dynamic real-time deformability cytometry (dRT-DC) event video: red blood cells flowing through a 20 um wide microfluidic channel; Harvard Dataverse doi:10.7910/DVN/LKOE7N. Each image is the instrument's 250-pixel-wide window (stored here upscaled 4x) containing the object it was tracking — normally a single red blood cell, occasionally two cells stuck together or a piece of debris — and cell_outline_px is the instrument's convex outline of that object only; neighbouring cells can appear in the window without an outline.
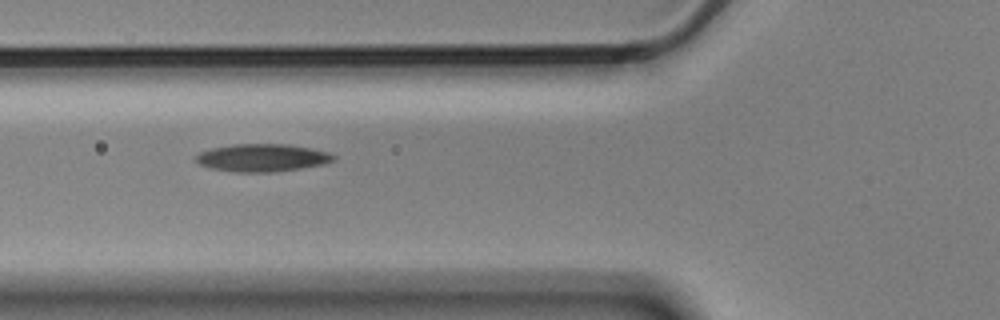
{"species": "Egyptian fruit bat (a non-hibernating species)", "species_latin": "Rousettus aegyptiacus", "temperature_condition": "cold", "stored_images_in_passage": 4, "camera_frame_rate_fps": 3000, "um_per_image_px": 0.085, "animal": {"sex": "male"}, "frame": {"image": 1, "passage_image": 4, "time_ms": 1.0, "image_size_px": [1000, 320], "cell_outline_px": [[336, 160], [324, 164], [276, 172], [236, 172], [212, 168], [200, 164], [196, 160], [196, 156], [200, 152], [212, 148], [236, 144], [288, 144], [328, 152], [336, 156]], "centroid_in_image_um": [22.32, 13.41], "position_along_channel_um": 103.5, "area_um2": 22.02}}